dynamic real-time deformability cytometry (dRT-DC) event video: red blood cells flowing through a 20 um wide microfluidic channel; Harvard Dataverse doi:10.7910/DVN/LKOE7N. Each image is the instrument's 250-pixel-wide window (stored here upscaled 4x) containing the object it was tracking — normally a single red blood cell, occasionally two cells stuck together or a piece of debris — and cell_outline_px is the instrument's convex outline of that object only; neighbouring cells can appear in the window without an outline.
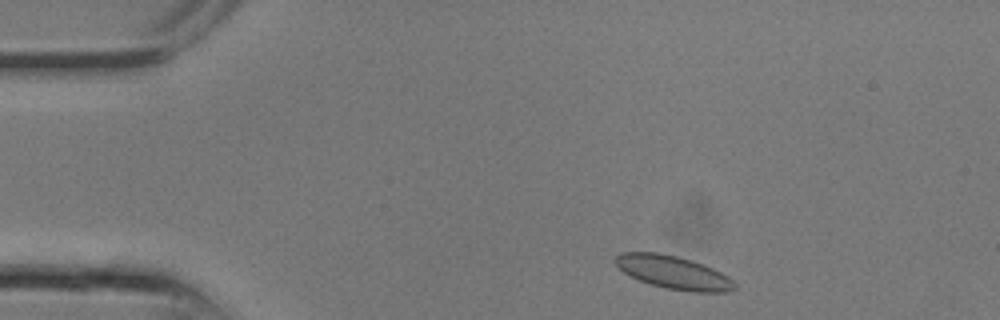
{"species": "common noctule bat (a hibernating species)", "species_latin": "Nyctalus noctula", "temperature_condition": "room temperature", "stored_images_in_passage": 22, "camera_frame_rate_fps": 3000, "um_per_image_px": 0.085, "animal": {"sex": "male", "body_mass_g": 13.3}, "frame": {"image": 1, "passage_image": 1, "time_ms": 0.0, "image_size_px": [1000, 320], "cell_outline_px": [[736, 288], [728, 292], [692, 292], [664, 288], [640, 280], [624, 272], [612, 260], [620, 252], [660, 252], [692, 260], [704, 264], [728, 276], [736, 284]], "centroid_in_image_um": [57.25, 23.15], "position_along_channel_um": 27.7, "area_um2": 23.06}}
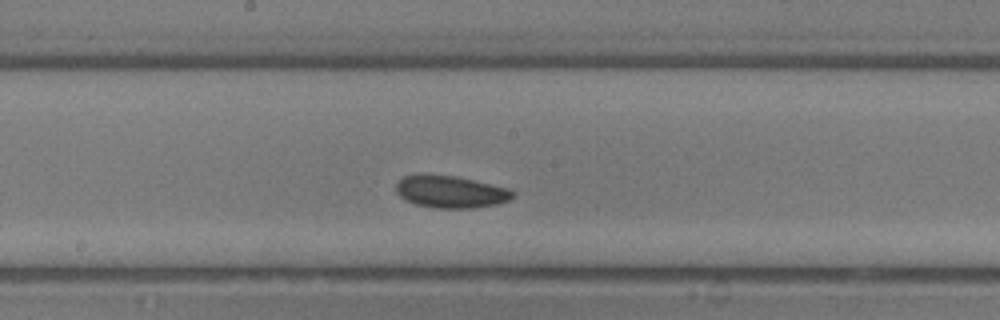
{"frame": {"image": 2, "passage_image": 10, "time_ms": 3.0, "image_size_px": [1000, 320], "cell_outline_px": [[516, 196], [508, 200], [496, 204], [472, 208], [436, 208], [416, 204], [404, 200], [396, 192], [396, 184], [404, 176], [420, 172], [456, 176], [508, 188], [516, 192]], "centroid_in_image_um": [38.27, 16.28], "position_along_channel_um": 209.9, "area_um2": 22.25}}
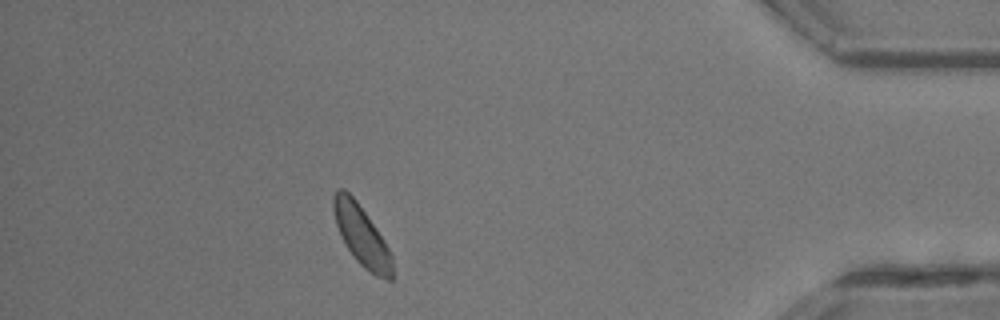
{"frame": {"image": 3, "passage_image": 19, "time_ms": 6.0, "image_size_px": [1000, 320], "cell_outline_px": [[392, 280], [388, 280], [376, 276], [364, 268], [356, 260], [348, 248], [336, 224], [332, 208], [332, 196], [336, 188], [344, 188], [356, 200], [384, 240], [392, 256]], "centroid_in_image_um": [30.72, 20.0], "position_along_channel_um": 404.5, "area_um2": 20.35}}